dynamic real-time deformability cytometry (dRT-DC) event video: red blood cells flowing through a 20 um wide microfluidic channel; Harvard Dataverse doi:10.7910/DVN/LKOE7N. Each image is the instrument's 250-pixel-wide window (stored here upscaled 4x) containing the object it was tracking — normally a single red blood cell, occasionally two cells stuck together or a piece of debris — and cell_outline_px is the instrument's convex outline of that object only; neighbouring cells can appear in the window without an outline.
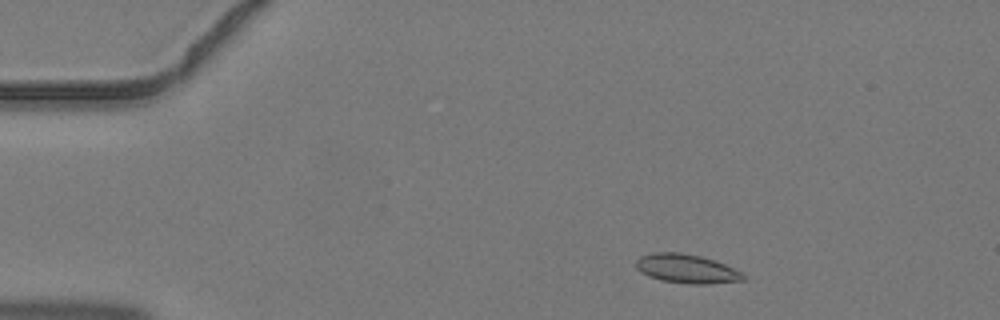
{"species": "common noctule bat (a hibernating species)", "species_latin": "Nyctalus noctula", "temperature_condition": "warm", "stored_images_in_passage": 4, "camera_frame_rate_fps": 3000, "um_per_image_px": 0.085, "animal": {"sex": "male", "body_mass_g": 19.2, "forearm_length_mm": 51.8}, "frame": {"image": 1, "passage_image": 1, "time_ms": 0.0, "image_size_px": [1000, 320], "cell_outline_px": [[744, 280], [708, 284], [692, 284], [660, 280], [648, 276], [640, 272], [636, 268], [636, 260], [640, 256], [652, 252], [680, 252], [700, 256], [716, 260], [740, 272], [744, 276]], "centroid_in_image_um": [58.31, 22.83], "position_along_channel_um": 26.7, "area_um2": 18.09}}
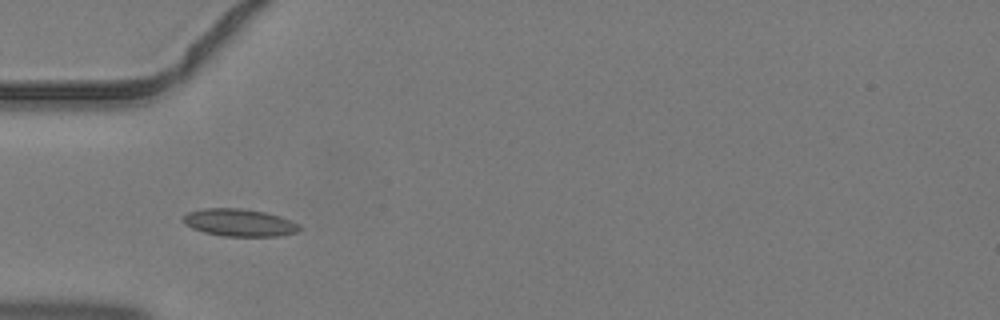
{"frame": {"image": 2, "passage_image": 3, "time_ms": 0.667, "image_size_px": [1000, 320], "cell_outline_px": [[300, 228], [296, 232], [276, 236], [224, 236], [204, 232], [192, 228], [184, 224], [184, 216], [188, 212], [204, 208], [240, 208], [264, 212], [280, 216], [292, 220], [300, 224]], "centroid_in_image_um": [20.35, 18.92], "position_along_channel_um": 64.6, "area_um2": 18.5}}
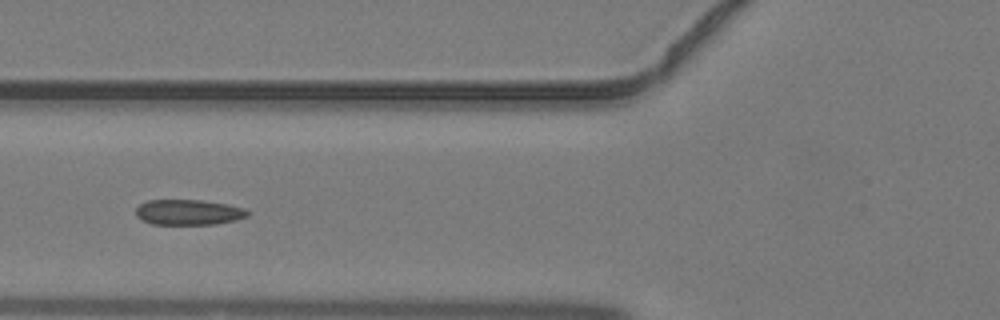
{"frame": {"image": 3, "passage_image": 4, "time_ms": 1.0, "image_size_px": [1000, 320], "cell_outline_px": [[248, 216], [236, 220], [216, 224], [152, 224], [136, 216], [136, 208], [140, 204], [148, 200], [200, 200], [224, 204], [244, 208], [248, 212]], "centroid_in_image_um": [16.01, 18.04], "position_along_channel_um": 109.8, "area_um2": 16.36}}